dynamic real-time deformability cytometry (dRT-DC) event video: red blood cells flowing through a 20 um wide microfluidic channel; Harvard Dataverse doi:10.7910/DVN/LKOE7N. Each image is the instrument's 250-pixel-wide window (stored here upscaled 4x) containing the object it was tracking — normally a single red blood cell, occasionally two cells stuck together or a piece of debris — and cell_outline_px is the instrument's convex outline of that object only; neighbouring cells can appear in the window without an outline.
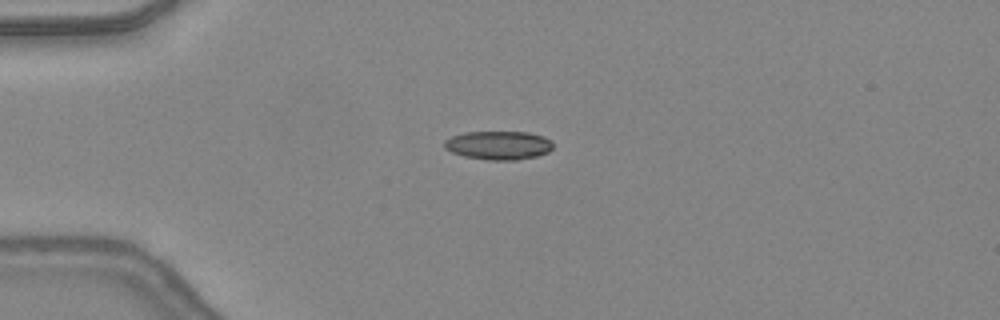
{"species": "common noctule bat (a hibernating species)", "species_latin": "Nyctalus noctula", "temperature_condition": "warm", "stored_images_in_passage": 47, "camera_frame_rate_fps": 3000, "um_per_image_px": 0.085, "animal": {"sex": "female", "body_mass_g": 24.6, "forearm_length_mm": 56.2}, "frame": {"image": 1, "passage_image": 12, "time_ms": 3.667, "image_size_px": [1000, 320], "cell_outline_px": [[552, 148], [548, 152], [536, 156], [516, 160], [488, 160], [464, 156], [452, 152], [444, 148], [444, 140], [452, 136], [464, 132], [528, 132], [544, 136], [552, 140]], "centroid_in_image_um": [42.38, 12.34], "position_along_channel_um": 42.6, "area_um2": 18.21}}
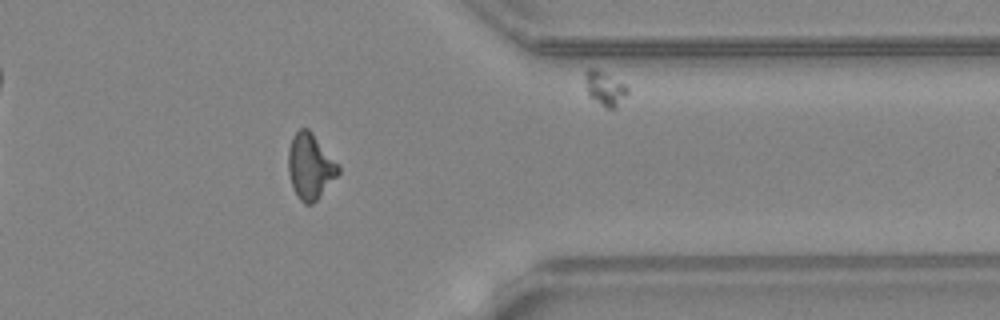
{"frame": {"image": 2, "passage_image": 38, "time_ms": 12.333, "image_size_px": [1000, 320], "cell_outline_px": [[340, 172], [320, 196], [312, 204], [304, 204], [300, 200], [292, 184], [288, 172], [288, 148], [292, 136], [300, 128], [308, 128], [312, 132], [340, 164]], "centroid_in_image_um": [26.38, 14.11], "position_along_channel_um": 385.0, "area_um2": 19.19}}
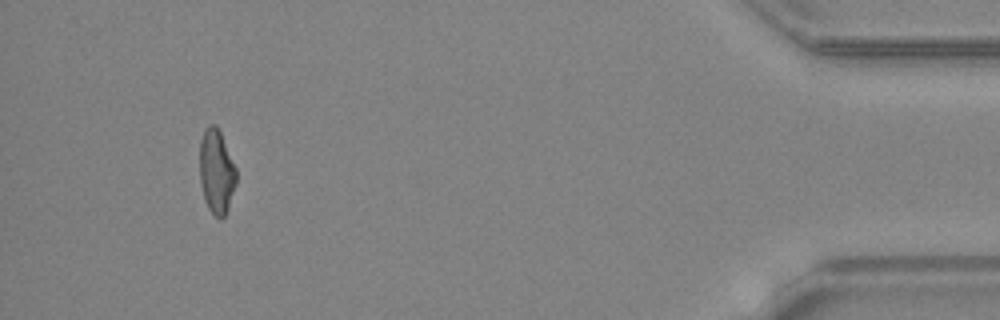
{"frame": {"image": 3, "passage_image": 44, "time_ms": 14.333, "image_size_px": [1000, 320], "cell_outline_px": [[236, 184], [228, 208], [224, 216], [220, 220], [208, 208], [204, 200], [200, 180], [200, 140], [204, 128], [212, 124], [216, 124], [220, 132], [236, 168]], "centroid_in_image_um": [18.39, 14.58], "position_along_channel_um": 416.8, "area_um2": 17.92}, "authors_computed_cell_mechanics": {"area_um2": 18.1492, "velocity_mm_per_s": 4.4208, "shape_relaxation_time_tau1_ms": 8.6493, "shape_relaxation_time_tau2_ms": 3.998, "deformation_change_tau1": 0.2389, "deformation_change_tau2": 0.1504}}